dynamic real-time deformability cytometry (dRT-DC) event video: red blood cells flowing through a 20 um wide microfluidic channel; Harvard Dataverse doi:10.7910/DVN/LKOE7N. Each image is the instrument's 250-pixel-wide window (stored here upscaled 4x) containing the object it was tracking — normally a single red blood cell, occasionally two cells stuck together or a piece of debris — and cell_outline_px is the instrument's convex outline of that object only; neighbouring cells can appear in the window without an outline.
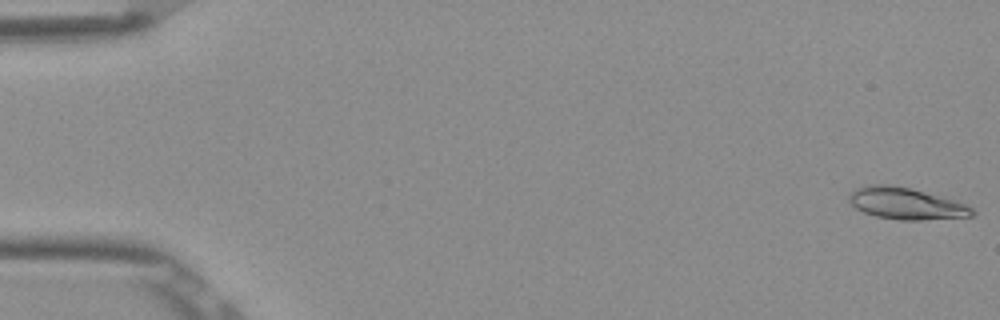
{"species": "Egyptian fruit bat (a non-hibernating species)", "species_latin": "Rousettus aegyptiacus", "temperature_condition": "room temperature", "stored_images_in_passage": 52, "camera_frame_rate_fps": 3000, "um_per_image_px": 0.085, "frame": {"image": 1, "passage_image": 1, "time_ms": 0.0, "image_size_px": [1000, 320], "cell_outline_px": [[976, 212], [972, 216], [920, 220], [900, 220], [876, 216], [864, 212], [856, 208], [848, 200], [848, 196], [856, 188], [864, 184], [892, 184], [924, 192], [952, 200], [964, 204], [972, 208]], "centroid_in_image_um": [76.96, 17.29], "position_along_channel_um": 8.0, "area_um2": 22.48}}
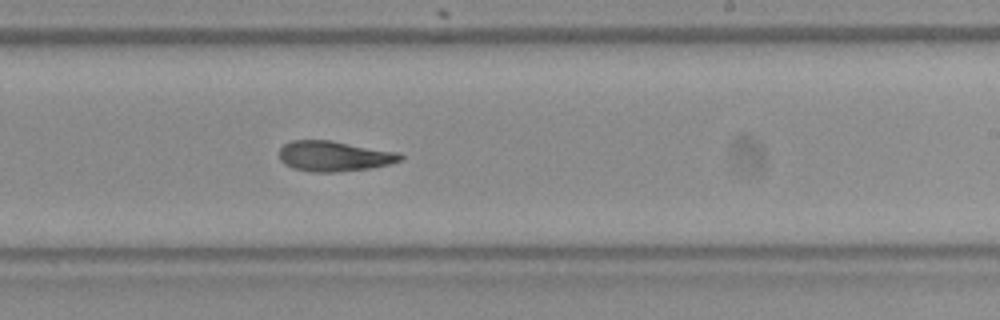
{"frame": {"image": 2, "passage_image": 32, "time_ms": 10.333, "image_size_px": [1000, 320], "cell_outline_px": [[404, 156], [400, 160], [388, 164], [368, 168], [336, 172], [312, 172], [292, 168], [284, 164], [280, 160], [280, 148], [284, 144], [292, 140], [332, 140], [400, 152]], "centroid_in_image_um": [28.39, 13.26], "position_along_channel_um": 260.6, "area_um2": 21.5}}
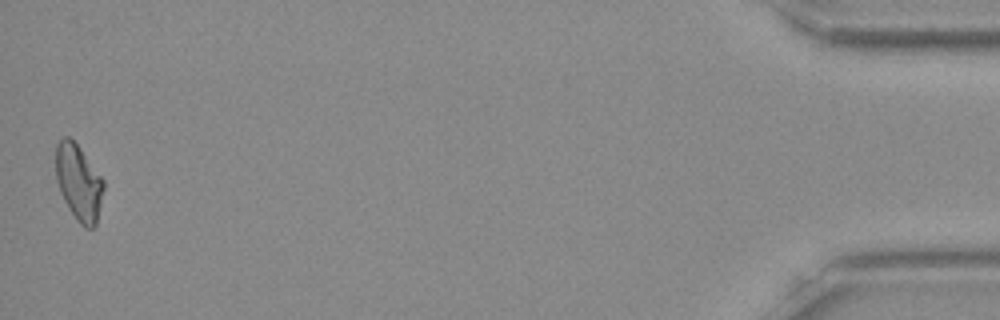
{"frame": {"image": 3, "passage_image": 52, "time_ms": 17.0, "image_size_px": [1000, 320], "cell_outline_px": [[104, 188], [96, 224], [92, 228], [84, 228], [76, 220], [68, 208], [60, 192], [56, 180], [56, 144], [64, 136], [68, 136], [80, 148], [104, 180]], "centroid_in_image_um": [6.68, 15.52], "position_along_channel_um": 428.5, "area_um2": 21.1}, "authors_computed_cell_mechanics": {"area_um2": 21.5016, "velocity_mm_per_s": 3.8902, "shape_relaxation_time_tau1_ms": null, "shape_relaxation_time_tau2_ms": 10.0506, "deformation_change_tau1": null, "deformation_change_tau2": 0.1736}}